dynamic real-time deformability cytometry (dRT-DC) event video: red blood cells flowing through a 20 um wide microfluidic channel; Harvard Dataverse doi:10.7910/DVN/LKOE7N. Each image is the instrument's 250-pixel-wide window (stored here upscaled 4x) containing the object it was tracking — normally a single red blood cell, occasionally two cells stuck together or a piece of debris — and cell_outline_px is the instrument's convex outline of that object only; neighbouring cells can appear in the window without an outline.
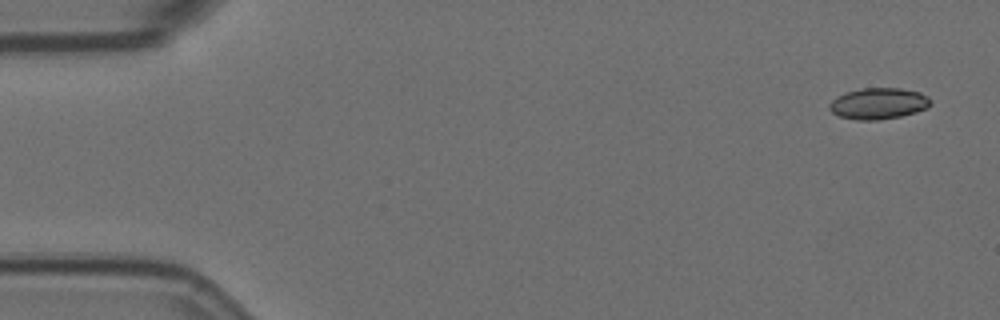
{"species": "Egyptian fruit bat (a non-hibernating species)", "species_latin": "Rousettus aegyptiacus", "temperature_condition": "room temperature", "stored_images_in_passage": 55, "camera_frame_rate_fps": 3000, "um_per_image_px": 0.085, "animal": {"sex": "female"}, "frame": {"image": 1, "passage_image": 1, "time_ms": 0.0, "image_size_px": [1000, 320], "cell_outline_px": [[932, 104], [928, 108], [916, 112], [900, 116], [880, 120], [856, 120], [840, 116], [832, 112], [828, 108], [828, 104], [836, 96], [844, 92], [860, 88], [900, 88], [920, 92], [928, 96], [932, 100]], "centroid_in_image_um": [74.67, 8.79], "position_along_channel_um": 10.3, "area_um2": 18.73}}
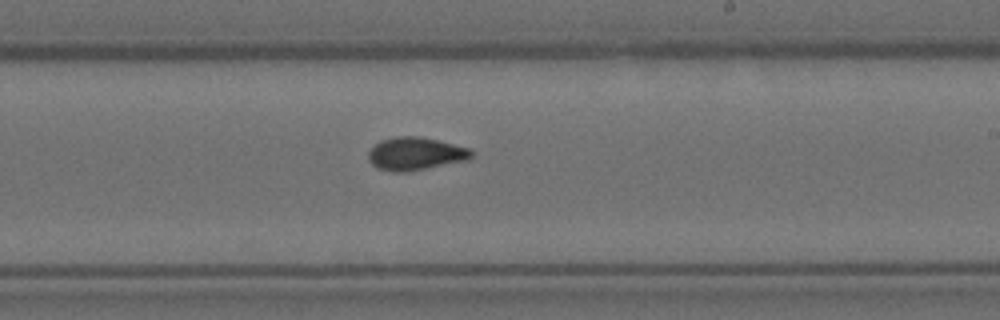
{"frame": {"image": 2, "passage_image": 32, "time_ms": 10.333, "image_size_px": [1000, 320], "cell_outline_px": [[472, 156], [468, 160], [404, 172], [392, 172], [376, 168], [368, 160], [368, 152], [380, 140], [396, 136], [420, 136], [468, 148], [472, 152]], "centroid_in_image_um": [35.26, 13.07], "position_along_channel_um": 253.7, "area_um2": 19.59}}
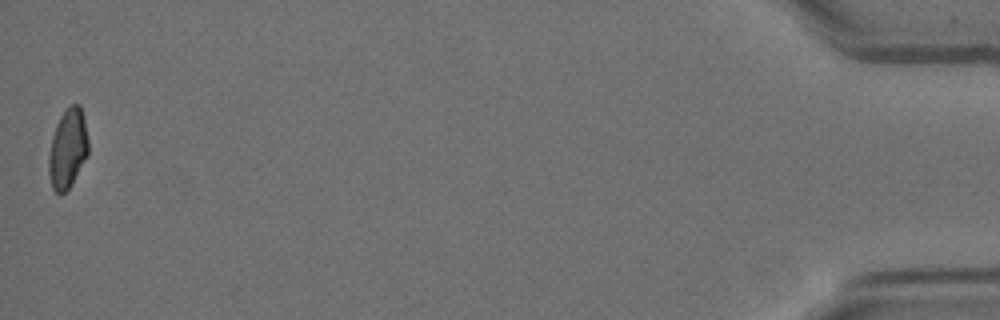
{"frame": {"image": 3, "passage_image": 55, "time_ms": 18.0, "image_size_px": [1000, 320], "cell_outline_px": [[88, 152], [72, 184], [60, 196], [52, 188], [48, 172], [48, 156], [52, 136], [56, 124], [60, 116], [72, 104], [80, 104], [84, 120], [88, 140]], "centroid_in_image_um": [5.73, 12.66], "position_along_channel_um": 429.5, "area_um2": 18.21}, "authors_computed_cell_mechanics": {"area_um2": 19.0162, "velocity_mm_per_s": 3.5737, "shape_relaxation_time_tau1_ms": null, "shape_relaxation_time_tau2_ms": 1.8908, "deformation_change_tau1": null, "deformation_change_tau2": 0.064}}